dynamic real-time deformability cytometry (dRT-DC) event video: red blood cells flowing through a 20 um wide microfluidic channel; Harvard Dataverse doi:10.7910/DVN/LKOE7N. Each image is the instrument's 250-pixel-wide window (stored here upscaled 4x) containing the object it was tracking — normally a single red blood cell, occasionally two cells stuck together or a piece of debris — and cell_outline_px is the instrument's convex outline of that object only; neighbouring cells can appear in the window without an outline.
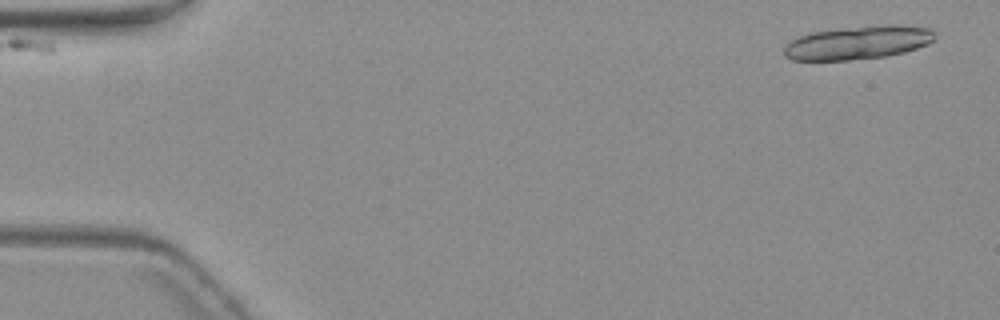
{"species": "common noctule bat (a hibernating species)", "species_latin": "Nyctalus noctula", "temperature_condition": "warm", "stored_images_in_passage": 5, "camera_frame_rate_fps": 3000, "um_per_image_px": 0.085, "animal": {"sex": "female", "body_mass_g": 19.3, "forearm_length_mm": 54.1}, "frame": {"image": 1, "passage_image": 1, "time_ms": 0.0, "image_size_px": [1000, 320], "cell_outline_px": [[936, 40], [928, 44], [904, 52], [888, 56], [848, 60], [792, 60], [784, 56], [784, 44], [800, 36], [812, 32], [840, 28], [880, 24], [896, 24], [932, 28], [936, 32]], "centroid_in_image_um": [72.98, 3.61], "position_along_channel_um": 12.0, "area_um2": 29.82}}
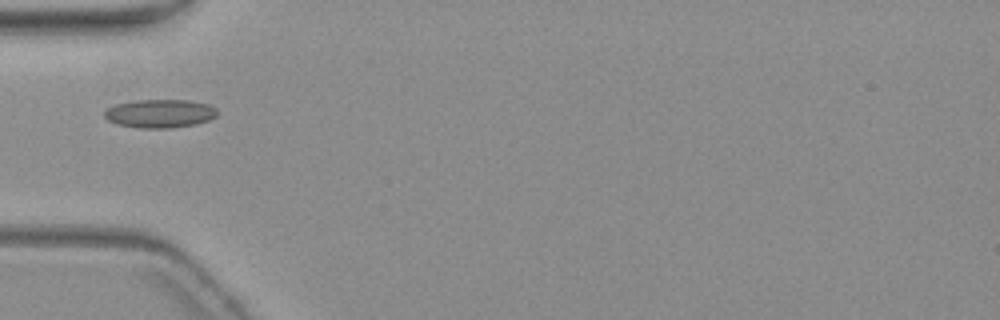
{"frame": {"image": 2, "passage_image": 4, "time_ms": 5.667, "image_size_px": [1000, 320], "cell_outline_px": [[216, 116], [208, 120], [196, 124], [168, 128], [140, 128], [116, 124], [108, 120], [104, 116], [104, 112], [108, 108], [116, 104], [136, 100], [188, 100], [208, 104], [216, 108]], "centroid_in_image_um": [13.58, 9.65], "position_along_channel_um": 71.4, "area_um2": 18.61}}
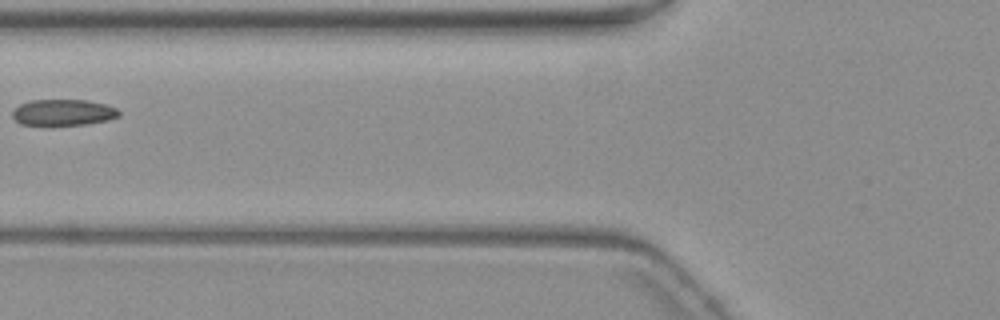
{"frame": {"image": 3, "passage_image": 5, "time_ms": 7.0, "image_size_px": [1000, 320], "cell_outline_px": [[120, 116], [108, 120], [84, 124], [20, 124], [12, 116], [12, 112], [20, 104], [28, 100], [88, 100], [104, 104], [116, 108], [120, 112]], "centroid_in_image_um": [5.38, 9.54], "position_along_channel_um": 120.4, "area_um2": 16.01}}